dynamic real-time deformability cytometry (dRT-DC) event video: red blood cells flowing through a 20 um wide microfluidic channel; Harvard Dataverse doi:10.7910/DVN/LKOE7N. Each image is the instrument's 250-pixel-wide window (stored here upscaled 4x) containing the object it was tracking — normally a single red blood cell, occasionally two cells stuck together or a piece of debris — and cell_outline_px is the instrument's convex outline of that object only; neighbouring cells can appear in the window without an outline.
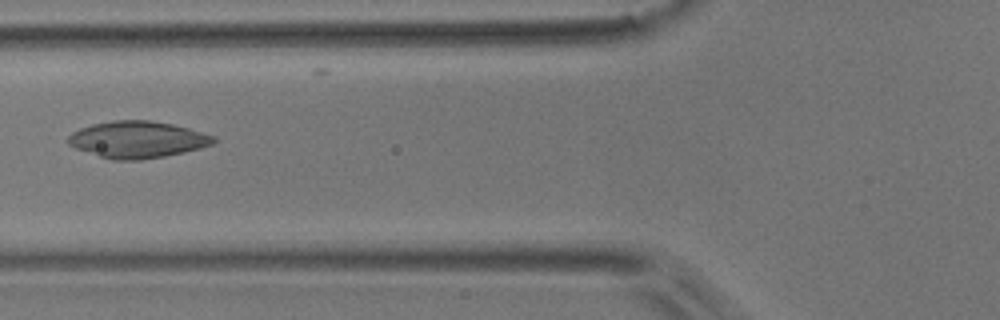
{"species": "common noctule bat (a hibernating species)", "species_latin": "Nyctalus noctula", "temperature_condition": "room temperature", "stored_images_in_passage": 7, "camera_frame_rate_fps": 3000, "um_per_image_px": 0.085, "animal": {"sex": "male", "body_mass_g": 17.9}, "frame": {"image": 1, "passage_image": 4, "time_ms": 1.0, "image_size_px": [1000, 320], "cell_outline_px": [[216, 140], [212, 144], [200, 148], [184, 152], [164, 156], [140, 160], [112, 160], [76, 148], [68, 144], [68, 136], [72, 132], [80, 128], [92, 124], [112, 120], [148, 120], [172, 124], [188, 128], [216, 136]], "centroid_in_image_um": [11.68, 11.86], "position_along_channel_um": 114.1, "area_um2": 31.04}}